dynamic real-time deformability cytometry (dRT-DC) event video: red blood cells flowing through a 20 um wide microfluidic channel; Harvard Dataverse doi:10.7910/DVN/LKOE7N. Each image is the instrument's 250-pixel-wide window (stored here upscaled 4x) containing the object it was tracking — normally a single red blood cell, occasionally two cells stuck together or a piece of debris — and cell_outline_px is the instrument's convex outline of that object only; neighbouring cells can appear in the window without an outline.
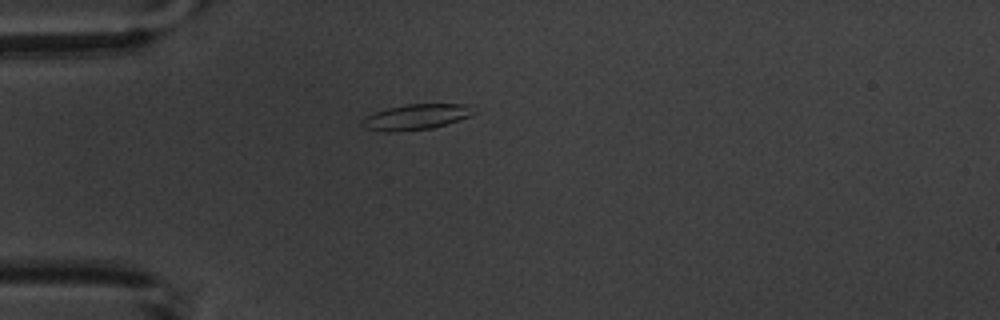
{"species": "common noctule bat (a hibernating species)", "species_latin": "Nyctalus noctula", "temperature_condition": "warm", "stored_images_in_passage": 5, "camera_frame_rate_fps": 3000, "um_per_image_px": 0.085, "animal": {"sex": "male", "body_mass_g": 20.1, "forearm_length_mm": 53.5}, "frame": {"image": 1, "passage_image": 4, "time_ms": 3.333, "image_size_px": [1000, 320], "cell_outline_px": [[476, 112], [472, 116], [448, 124], [432, 128], [396, 132], [388, 132], [364, 128], [360, 124], [364, 116], [372, 112], [404, 104], [468, 104]], "centroid_in_image_um": [35.35, 9.94], "position_along_channel_um": 49.6, "area_um2": 16.94}}